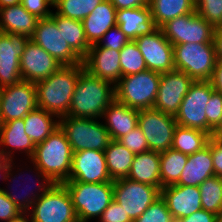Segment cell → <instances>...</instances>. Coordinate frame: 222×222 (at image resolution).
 I'll return each mask as SVG.
<instances>
[{
    "instance_id": "obj_45",
    "label": "cell",
    "mask_w": 222,
    "mask_h": 222,
    "mask_svg": "<svg viewBox=\"0 0 222 222\" xmlns=\"http://www.w3.org/2000/svg\"><path fill=\"white\" fill-rule=\"evenodd\" d=\"M98 222H133L129 215L125 213L121 205L114 199L103 211Z\"/></svg>"
},
{
    "instance_id": "obj_6",
    "label": "cell",
    "mask_w": 222,
    "mask_h": 222,
    "mask_svg": "<svg viewBox=\"0 0 222 222\" xmlns=\"http://www.w3.org/2000/svg\"><path fill=\"white\" fill-rule=\"evenodd\" d=\"M29 161H30L29 162L30 168H28L29 166L26 167L24 165H22V167H20L16 164L15 159H11L9 170L7 172L6 180H5V182H8V184H7L8 187L7 188L0 187V190H2L7 195V197L18 207V209L21 212H28L31 209L32 204L35 201H37L43 194H45L50 188H52L56 184L34 162H32L31 159H29ZM16 166H17V168H16ZM23 166L25 167V169L27 168L25 171L29 170L28 171L29 175H30V172H32V175H34V176L31 175L32 178L36 177L35 179L37 181L33 182L34 180H32V178L30 177L32 180V181L30 180V182H32L33 185H31L32 183L30 184V182H27L29 184H27V186L23 184L26 187L21 189L20 187H22V186L19 187L18 185L21 182L19 180L20 177L22 178V181L24 178V177H22L24 172L21 171V170H24ZM15 168L17 169L16 173H15V170H16ZM21 168H23V169H21ZM32 170H34V171H32ZM28 173H25L24 176H26ZM25 179H28V178H25ZM11 183L15 184L16 187H14L15 185H13ZM9 184H11V186ZM20 185H22V184H20ZM33 186H35V187H33ZM18 187L21 189V191L23 190L22 193H21V191L14 190L15 188H18ZM29 187H30V189H29ZM24 189H26V191Z\"/></svg>"
},
{
    "instance_id": "obj_12",
    "label": "cell",
    "mask_w": 222,
    "mask_h": 222,
    "mask_svg": "<svg viewBox=\"0 0 222 222\" xmlns=\"http://www.w3.org/2000/svg\"><path fill=\"white\" fill-rule=\"evenodd\" d=\"M214 91L210 81H194L175 115L177 124L186 128L200 129L207 133L205 108Z\"/></svg>"
},
{
    "instance_id": "obj_4",
    "label": "cell",
    "mask_w": 222,
    "mask_h": 222,
    "mask_svg": "<svg viewBox=\"0 0 222 222\" xmlns=\"http://www.w3.org/2000/svg\"><path fill=\"white\" fill-rule=\"evenodd\" d=\"M161 73L144 70L122 76L114 85L115 100L137 110L153 109Z\"/></svg>"
},
{
    "instance_id": "obj_29",
    "label": "cell",
    "mask_w": 222,
    "mask_h": 222,
    "mask_svg": "<svg viewBox=\"0 0 222 222\" xmlns=\"http://www.w3.org/2000/svg\"><path fill=\"white\" fill-rule=\"evenodd\" d=\"M160 153L152 150L134 156L128 179L152 185L161 190Z\"/></svg>"
},
{
    "instance_id": "obj_36",
    "label": "cell",
    "mask_w": 222,
    "mask_h": 222,
    "mask_svg": "<svg viewBox=\"0 0 222 222\" xmlns=\"http://www.w3.org/2000/svg\"><path fill=\"white\" fill-rule=\"evenodd\" d=\"M202 209L215 215L222 213V178L212 176L199 185Z\"/></svg>"
},
{
    "instance_id": "obj_2",
    "label": "cell",
    "mask_w": 222,
    "mask_h": 222,
    "mask_svg": "<svg viewBox=\"0 0 222 222\" xmlns=\"http://www.w3.org/2000/svg\"><path fill=\"white\" fill-rule=\"evenodd\" d=\"M114 100V85L84 69L76 83L68 116L101 119L103 112Z\"/></svg>"
},
{
    "instance_id": "obj_16",
    "label": "cell",
    "mask_w": 222,
    "mask_h": 222,
    "mask_svg": "<svg viewBox=\"0 0 222 222\" xmlns=\"http://www.w3.org/2000/svg\"><path fill=\"white\" fill-rule=\"evenodd\" d=\"M194 79L177 69L161 73L153 109L175 116Z\"/></svg>"
},
{
    "instance_id": "obj_11",
    "label": "cell",
    "mask_w": 222,
    "mask_h": 222,
    "mask_svg": "<svg viewBox=\"0 0 222 222\" xmlns=\"http://www.w3.org/2000/svg\"><path fill=\"white\" fill-rule=\"evenodd\" d=\"M113 196L130 219L135 221L160 197V190L149 184L122 178L113 181Z\"/></svg>"
},
{
    "instance_id": "obj_38",
    "label": "cell",
    "mask_w": 222,
    "mask_h": 222,
    "mask_svg": "<svg viewBox=\"0 0 222 222\" xmlns=\"http://www.w3.org/2000/svg\"><path fill=\"white\" fill-rule=\"evenodd\" d=\"M121 77L147 70L145 60L134 40L120 50Z\"/></svg>"
},
{
    "instance_id": "obj_25",
    "label": "cell",
    "mask_w": 222,
    "mask_h": 222,
    "mask_svg": "<svg viewBox=\"0 0 222 222\" xmlns=\"http://www.w3.org/2000/svg\"><path fill=\"white\" fill-rule=\"evenodd\" d=\"M138 114L139 110L114 100L103 112L101 120L111 139L118 140L138 126Z\"/></svg>"
},
{
    "instance_id": "obj_53",
    "label": "cell",
    "mask_w": 222,
    "mask_h": 222,
    "mask_svg": "<svg viewBox=\"0 0 222 222\" xmlns=\"http://www.w3.org/2000/svg\"><path fill=\"white\" fill-rule=\"evenodd\" d=\"M8 222H33L28 212H22Z\"/></svg>"
},
{
    "instance_id": "obj_47",
    "label": "cell",
    "mask_w": 222,
    "mask_h": 222,
    "mask_svg": "<svg viewBox=\"0 0 222 222\" xmlns=\"http://www.w3.org/2000/svg\"><path fill=\"white\" fill-rule=\"evenodd\" d=\"M211 150L215 176L222 178V140L212 136L207 144Z\"/></svg>"
},
{
    "instance_id": "obj_42",
    "label": "cell",
    "mask_w": 222,
    "mask_h": 222,
    "mask_svg": "<svg viewBox=\"0 0 222 222\" xmlns=\"http://www.w3.org/2000/svg\"><path fill=\"white\" fill-rule=\"evenodd\" d=\"M117 141L135 155L149 151L146 137L139 126L135 127L131 132L122 136Z\"/></svg>"
},
{
    "instance_id": "obj_52",
    "label": "cell",
    "mask_w": 222,
    "mask_h": 222,
    "mask_svg": "<svg viewBox=\"0 0 222 222\" xmlns=\"http://www.w3.org/2000/svg\"><path fill=\"white\" fill-rule=\"evenodd\" d=\"M10 159H4L0 157V179L5 182L6 175L9 170Z\"/></svg>"
},
{
    "instance_id": "obj_51",
    "label": "cell",
    "mask_w": 222,
    "mask_h": 222,
    "mask_svg": "<svg viewBox=\"0 0 222 222\" xmlns=\"http://www.w3.org/2000/svg\"><path fill=\"white\" fill-rule=\"evenodd\" d=\"M214 43L216 47L217 60H222V26L215 28Z\"/></svg>"
},
{
    "instance_id": "obj_56",
    "label": "cell",
    "mask_w": 222,
    "mask_h": 222,
    "mask_svg": "<svg viewBox=\"0 0 222 222\" xmlns=\"http://www.w3.org/2000/svg\"><path fill=\"white\" fill-rule=\"evenodd\" d=\"M216 222H222V213L217 216Z\"/></svg>"
},
{
    "instance_id": "obj_46",
    "label": "cell",
    "mask_w": 222,
    "mask_h": 222,
    "mask_svg": "<svg viewBox=\"0 0 222 222\" xmlns=\"http://www.w3.org/2000/svg\"><path fill=\"white\" fill-rule=\"evenodd\" d=\"M20 213L18 207L0 190V222H8Z\"/></svg>"
},
{
    "instance_id": "obj_1",
    "label": "cell",
    "mask_w": 222,
    "mask_h": 222,
    "mask_svg": "<svg viewBox=\"0 0 222 222\" xmlns=\"http://www.w3.org/2000/svg\"><path fill=\"white\" fill-rule=\"evenodd\" d=\"M84 64L63 65L46 79L35 83L39 108L59 119L68 115L72 96Z\"/></svg>"
},
{
    "instance_id": "obj_20",
    "label": "cell",
    "mask_w": 222,
    "mask_h": 222,
    "mask_svg": "<svg viewBox=\"0 0 222 222\" xmlns=\"http://www.w3.org/2000/svg\"><path fill=\"white\" fill-rule=\"evenodd\" d=\"M61 65L54 57L31 39L25 45L20 58L22 80L36 83L56 72Z\"/></svg>"
},
{
    "instance_id": "obj_19",
    "label": "cell",
    "mask_w": 222,
    "mask_h": 222,
    "mask_svg": "<svg viewBox=\"0 0 222 222\" xmlns=\"http://www.w3.org/2000/svg\"><path fill=\"white\" fill-rule=\"evenodd\" d=\"M66 182H113L109 176L104 151L73 152L71 172Z\"/></svg>"
},
{
    "instance_id": "obj_35",
    "label": "cell",
    "mask_w": 222,
    "mask_h": 222,
    "mask_svg": "<svg viewBox=\"0 0 222 222\" xmlns=\"http://www.w3.org/2000/svg\"><path fill=\"white\" fill-rule=\"evenodd\" d=\"M188 155L174 149L160 153L161 188L176 184L187 163Z\"/></svg>"
},
{
    "instance_id": "obj_34",
    "label": "cell",
    "mask_w": 222,
    "mask_h": 222,
    "mask_svg": "<svg viewBox=\"0 0 222 222\" xmlns=\"http://www.w3.org/2000/svg\"><path fill=\"white\" fill-rule=\"evenodd\" d=\"M211 137L203 130L177 125L171 148L185 155H191L206 147Z\"/></svg>"
},
{
    "instance_id": "obj_26",
    "label": "cell",
    "mask_w": 222,
    "mask_h": 222,
    "mask_svg": "<svg viewBox=\"0 0 222 222\" xmlns=\"http://www.w3.org/2000/svg\"><path fill=\"white\" fill-rule=\"evenodd\" d=\"M117 9L109 0H104L81 22L86 40L90 45L100 41L103 35L116 26Z\"/></svg>"
},
{
    "instance_id": "obj_40",
    "label": "cell",
    "mask_w": 222,
    "mask_h": 222,
    "mask_svg": "<svg viewBox=\"0 0 222 222\" xmlns=\"http://www.w3.org/2000/svg\"><path fill=\"white\" fill-rule=\"evenodd\" d=\"M207 117V133L211 136L222 125V94L214 91L205 108Z\"/></svg>"
},
{
    "instance_id": "obj_18",
    "label": "cell",
    "mask_w": 222,
    "mask_h": 222,
    "mask_svg": "<svg viewBox=\"0 0 222 222\" xmlns=\"http://www.w3.org/2000/svg\"><path fill=\"white\" fill-rule=\"evenodd\" d=\"M29 39L17 33L0 32V89L22 80L20 58Z\"/></svg>"
},
{
    "instance_id": "obj_17",
    "label": "cell",
    "mask_w": 222,
    "mask_h": 222,
    "mask_svg": "<svg viewBox=\"0 0 222 222\" xmlns=\"http://www.w3.org/2000/svg\"><path fill=\"white\" fill-rule=\"evenodd\" d=\"M134 41L148 70L165 73L175 69L173 45L166 39L161 28L151 34L138 36Z\"/></svg>"
},
{
    "instance_id": "obj_33",
    "label": "cell",
    "mask_w": 222,
    "mask_h": 222,
    "mask_svg": "<svg viewBox=\"0 0 222 222\" xmlns=\"http://www.w3.org/2000/svg\"><path fill=\"white\" fill-rule=\"evenodd\" d=\"M151 17L160 28L167 21L195 12V0H149Z\"/></svg>"
},
{
    "instance_id": "obj_21",
    "label": "cell",
    "mask_w": 222,
    "mask_h": 222,
    "mask_svg": "<svg viewBox=\"0 0 222 222\" xmlns=\"http://www.w3.org/2000/svg\"><path fill=\"white\" fill-rule=\"evenodd\" d=\"M160 196L175 221L202 209L201 193L197 186L168 185L161 188Z\"/></svg>"
},
{
    "instance_id": "obj_31",
    "label": "cell",
    "mask_w": 222,
    "mask_h": 222,
    "mask_svg": "<svg viewBox=\"0 0 222 222\" xmlns=\"http://www.w3.org/2000/svg\"><path fill=\"white\" fill-rule=\"evenodd\" d=\"M50 17L56 22L58 30L61 31L69 47L83 60L91 45L86 40L82 22L63 17L55 11H52Z\"/></svg>"
},
{
    "instance_id": "obj_10",
    "label": "cell",
    "mask_w": 222,
    "mask_h": 222,
    "mask_svg": "<svg viewBox=\"0 0 222 222\" xmlns=\"http://www.w3.org/2000/svg\"><path fill=\"white\" fill-rule=\"evenodd\" d=\"M160 28L172 45L214 43L215 28L196 11L171 19Z\"/></svg>"
},
{
    "instance_id": "obj_50",
    "label": "cell",
    "mask_w": 222,
    "mask_h": 222,
    "mask_svg": "<svg viewBox=\"0 0 222 222\" xmlns=\"http://www.w3.org/2000/svg\"><path fill=\"white\" fill-rule=\"evenodd\" d=\"M209 81L213 89L222 94V60H217L214 72Z\"/></svg>"
},
{
    "instance_id": "obj_28",
    "label": "cell",
    "mask_w": 222,
    "mask_h": 222,
    "mask_svg": "<svg viewBox=\"0 0 222 222\" xmlns=\"http://www.w3.org/2000/svg\"><path fill=\"white\" fill-rule=\"evenodd\" d=\"M37 22L38 18L21 4L0 9V32L2 33H17L31 38Z\"/></svg>"
},
{
    "instance_id": "obj_48",
    "label": "cell",
    "mask_w": 222,
    "mask_h": 222,
    "mask_svg": "<svg viewBox=\"0 0 222 222\" xmlns=\"http://www.w3.org/2000/svg\"><path fill=\"white\" fill-rule=\"evenodd\" d=\"M216 220L217 215L201 209L190 216L176 220V222H216Z\"/></svg>"
},
{
    "instance_id": "obj_8",
    "label": "cell",
    "mask_w": 222,
    "mask_h": 222,
    "mask_svg": "<svg viewBox=\"0 0 222 222\" xmlns=\"http://www.w3.org/2000/svg\"><path fill=\"white\" fill-rule=\"evenodd\" d=\"M174 67L195 81H209L217 63L215 43L173 45Z\"/></svg>"
},
{
    "instance_id": "obj_9",
    "label": "cell",
    "mask_w": 222,
    "mask_h": 222,
    "mask_svg": "<svg viewBox=\"0 0 222 222\" xmlns=\"http://www.w3.org/2000/svg\"><path fill=\"white\" fill-rule=\"evenodd\" d=\"M33 222H79L71 196L63 183H56L28 211Z\"/></svg>"
},
{
    "instance_id": "obj_14",
    "label": "cell",
    "mask_w": 222,
    "mask_h": 222,
    "mask_svg": "<svg viewBox=\"0 0 222 222\" xmlns=\"http://www.w3.org/2000/svg\"><path fill=\"white\" fill-rule=\"evenodd\" d=\"M37 107V91L33 82L21 80L12 86L0 89L1 123L23 119Z\"/></svg>"
},
{
    "instance_id": "obj_44",
    "label": "cell",
    "mask_w": 222,
    "mask_h": 222,
    "mask_svg": "<svg viewBox=\"0 0 222 222\" xmlns=\"http://www.w3.org/2000/svg\"><path fill=\"white\" fill-rule=\"evenodd\" d=\"M20 4L38 19L49 18L54 7L53 0H21Z\"/></svg>"
},
{
    "instance_id": "obj_54",
    "label": "cell",
    "mask_w": 222,
    "mask_h": 222,
    "mask_svg": "<svg viewBox=\"0 0 222 222\" xmlns=\"http://www.w3.org/2000/svg\"><path fill=\"white\" fill-rule=\"evenodd\" d=\"M21 0H0V9L6 6L20 4Z\"/></svg>"
},
{
    "instance_id": "obj_5",
    "label": "cell",
    "mask_w": 222,
    "mask_h": 222,
    "mask_svg": "<svg viewBox=\"0 0 222 222\" xmlns=\"http://www.w3.org/2000/svg\"><path fill=\"white\" fill-rule=\"evenodd\" d=\"M63 184L71 196L79 222H89L97 217L99 220L103 211L114 199L113 182H64Z\"/></svg>"
},
{
    "instance_id": "obj_49",
    "label": "cell",
    "mask_w": 222,
    "mask_h": 222,
    "mask_svg": "<svg viewBox=\"0 0 222 222\" xmlns=\"http://www.w3.org/2000/svg\"><path fill=\"white\" fill-rule=\"evenodd\" d=\"M117 9L138 8L149 5V0H109Z\"/></svg>"
},
{
    "instance_id": "obj_39",
    "label": "cell",
    "mask_w": 222,
    "mask_h": 222,
    "mask_svg": "<svg viewBox=\"0 0 222 222\" xmlns=\"http://www.w3.org/2000/svg\"><path fill=\"white\" fill-rule=\"evenodd\" d=\"M195 11L214 28L222 26V0H195Z\"/></svg>"
},
{
    "instance_id": "obj_32",
    "label": "cell",
    "mask_w": 222,
    "mask_h": 222,
    "mask_svg": "<svg viewBox=\"0 0 222 222\" xmlns=\"http://www.w3.org/2000/svg\"><path fill=\"white\" fill-rule=\"evenodd\" d=\"M107 169L112 181L127 178L135 154L117 140H111L104 150Z\"/></svg>"
},
{
    "instance_id": "obj_7",
    "label": "cell",
    "mask_w": 222,
    "mask_h": 222,
    "mask_svg": "<svg viewBox=\"0 0 222 222\" xmlns=\"http://www.w3.org/2000/svg\"><path fill=\"white\" fill-rule=\"evenodd\" d=\"M59 126L64 131L73 152L104 151L112 140L100 119L76 118L66 115L59 119Z\"/></svg>"
},
{
    "instance_id": "obj_55",
    "label": "cell",
    "mask_w": 222,
    "mask_h": 222,
    "mask_svg": "<svg viewBox=\"0 0 222 222\" xmlns=\"http://www.w3.org/2000/svg\"><path fill=\"white\" fill-rule=\"evenodd\" d=\"M216 139L222 140V125L218 128V130L213 135Z\"/></svg>"
},
{
    "instance_id": "obj_13",
    "label": "cell",
    "mask_w": 222,
    "mask_h": 222,
    "mask_svg": "<svg viewBox=\"0 0 222 222\" xmlns=\"http://www.w3.org/2000/svg\"><path fill=\"white\" fill-rule=\"evenodd\" d=\"M177 125L175 116L155 109L139 110L138 126L146 137L149 150L161 153L171 149Z\"/></svg>"
},
{
    "instance_id": "obj_41",
    "label": "cell",
    "mask_w": 222,
    "mask_h": 222,
    "mask_svg": "<svg viewBox=\"0 0 222 222\" xmlns=\"http://www.w3.org/2000/svg\"><path fill=\"white\" fill-rule=\"evenodd\" d=\"M133 222H176L161 196Z\"/></svg>"
},
{
    "instance_id": "obj_24",
    "label": "cell",
    "mask_w": 222,
    "mask_h": 222,
    "mask_svg": "<svg viewBox=\"0 0 222 222\" xmlns=\"http://www.w3.org/2000/svg\"><path fill=\"white\" fill-rule=\"evenodd\" d=\"M116 24L130 41L138 36L151 34L158 28L151 17L149 5L117 10Z\"/></svg>"
},
{
    "instance_id": "obj_37",
    "label": "cell",
    "mask_w": 222,
    "mask_h": 222,
    "mask_svg": "<svg viewBox=\"0 0 222 222\" xmlns=\"http://www.w3.org/2000/svg\"><path fill=\"white\" fill-rule=\"evenodd\" d=\"M104 0H54L56 13L82 21Z\"/></svg>"
},
{
    "instance_id": "obj_30",
    "label": "cell",
    "mask_w": 222,
    "mask_h": 222,
    "mask_svg": "<svg viewBox=\"0 0 222 222\" xmlns=\"http://www.w3.org/2000/svg\"><path fill=\"white\" fill-rule=\"evenodd\" d=\"M23 121L25 133L35 146L46 140L59 127V118L39 107L30 111Z\"/></svg>"
},
{
    "instance_id": "obj_27",
    "label": "cell",
    "mask_w": 222,
    "mask_h": 222,
    "mask_svg": "<svg viewBox=\"0 0 222 222\" xmlns=\"http://www.w3.org/2000/svg\"><path fill=\"white\" fill-rule=\"evenodd\" d=\"M214 166L210 147L188 155L187 163L176 185L199 187L206 179L214 176Z\"/></svg>"
},
{
    "instance_id": "obj_3",
    "label": "cell",
    "mask_w": 222,
    "mask_h": 222,
    "mask_svg": "<svg viewBox=\"0 0 222 222\" xmlns=\"http://www.w3.org/2000/svg\"><path fill=\"white\" fill-rule=\"evenodd\" d=\"M73 151L60 126L50 136L35 146L30 158L54 183L69 179Z\"/></svg>"
},
{
    "instance_id": "obj_22",
    "label": "cell",
    "mask_w": 222,
    "mask_h": 222,
    "mask_svg": "<svg viewBox=\"0 0 222 222\" xmlns=\"http://www.w3.org/2000/svg\"><path fill=\"white\" fill-rule=\"evenodd\" d=\"M85 69L93 76L115 85L121 78L120 51L91 46L83 59Z\"/></svg>"
},
{
    "instance_id": "obj_43",
    "label": "cell",
    "mask_w": 222,
    "mask_h": 222,
    "mask_svg": "<svg viewBox=\"0 0 222 222\" xmlns=\"http://www.w3.org/2000/svg\"><path fill=\"white\" fill-rule=\"evenodd\" d=\"M129 41V38L120 30L119 26L116 25L111 27L98 43L91 46H102L103 48L120 51Z\"/></svg>"
},
{
    "instance_id": "obj_15",
    "label": "cell",
    "mask_w": 222,
    "mask_h": 222,
    "mask_svg": "<svg viewBox=\"0 0 222 222\" xmlns=\"http://www.w3.org/2000/svg\"><path fill=\"white\" fill-rule=\"evenodd\" d=\"M30 39L54 57L61 65L83 63V60L64 40L61 31L57 28L56 22L51 17L38 19Z\"/></svg>"
},
{
    "instance_id": "obj_23",
    "label": "cell",
    "mask_w": 222,
    "mask_h": 222,
    "mask_svg": "<svg viewBox=\"0 0 222 222\" xmlns=\"http://www.w3.org/2000/svg\"><path fill=\"white\" fill-rule=\"evenodd\" d=\"M34 150V143L25 133V124L23 119L10 120L0 125L1 158L11 160L14 159L15 152H20L21 154L25 153L24 155L26 160H29L34 153Z\"/></svg>"
}]
</instances>
